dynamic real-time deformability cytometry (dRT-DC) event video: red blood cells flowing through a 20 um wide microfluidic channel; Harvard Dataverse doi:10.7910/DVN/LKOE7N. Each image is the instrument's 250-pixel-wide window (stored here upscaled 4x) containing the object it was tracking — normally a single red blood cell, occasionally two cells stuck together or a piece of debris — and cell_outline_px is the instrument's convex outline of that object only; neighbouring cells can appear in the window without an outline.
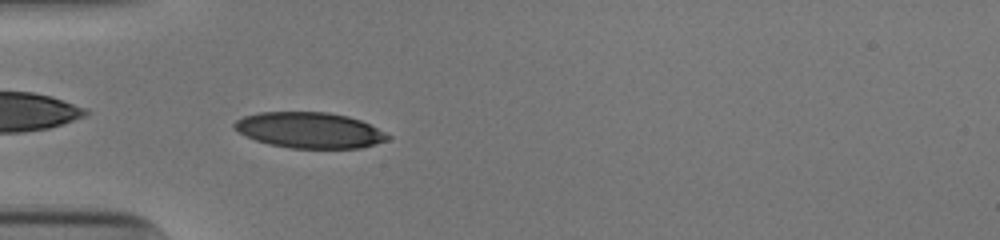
{"species": "human", "species_latin": "Homo sapiens", "temperature_condition": "cold", "stored_images_in_passage": 38, "camera_frame_rate_fps": 3000, "um_per_image_px": 0.085, "donor": {"sex": "male"}, "frame": {"image": 1, "passage_image": 2, "time_ms": 0.333, "image_size_px": [1000, 240], "cell_outline_px": [[392, 136], [388, 140], [376, 144], [360, 148], [292, 148], [268, 144], [256, 140], [232, 128], [232, 124], [236, 120], [244, 116], [260, 112], [328, 112], [348, 116], [360, 120]], "centroid_in_image_um": [26.31, 11.06], "position_along_channel_um": 58.7, "area_um2": 31.91}}
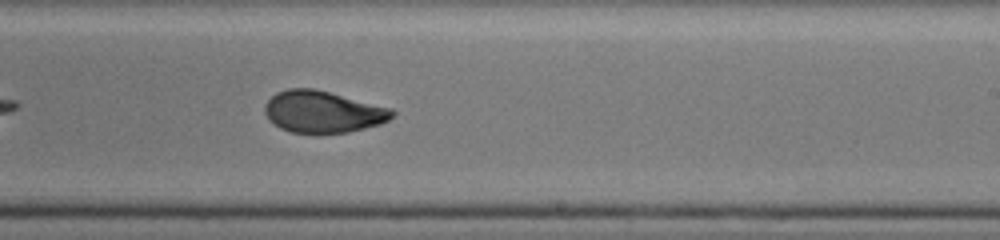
{"frame": {"image": 2, "passage_image": 18, "time_ms": 5.667, "image_size_px": [1000, 240], "cell_outline_px": [[396, 112], [388, 120], [380, 124], [348, 132], [320, 136], [292, 132], [280, 128], [272, 124], [268, 120], [264, 112], [264, 104], [276, 92], [288, 88], [312, 88], [392, 108]], "centroid_in_image_um": [27.4, 9.54], "position_along_channel_um": 261.6, "area_um2": 31.62}}
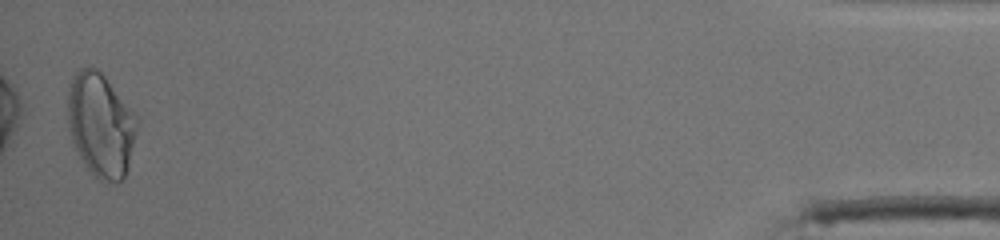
{"frame": {"image": 3, "passage_image": 37, "time_ms": 12.0, "image_size_px": [1000, 240], "cell_outline_px": [[140, 124], [128, 168], [124, 180], [100, 180], [84, 164], [72, 140], [68, 128], [68, 84], [72, 76], [80, 68], [88, 64], [96, 68], [104, 76], [140, 120]], "centroid_in_image_um": [8.57, 10.58], "position_along_channel_um": 426.6, "area_um2": 42.08}, "authors_computed_cell_mechanics": {"area_um2": 32.3102, "velocity_mm_per_s": 3.923, "shape_relaxation_time_tau1_ms": 4.5967, "shape_relaxation_time_tau2_ms": 1.4278, "deformation_change_tau1": 0.1643, "deformation_change_tau2": 0.0621}}